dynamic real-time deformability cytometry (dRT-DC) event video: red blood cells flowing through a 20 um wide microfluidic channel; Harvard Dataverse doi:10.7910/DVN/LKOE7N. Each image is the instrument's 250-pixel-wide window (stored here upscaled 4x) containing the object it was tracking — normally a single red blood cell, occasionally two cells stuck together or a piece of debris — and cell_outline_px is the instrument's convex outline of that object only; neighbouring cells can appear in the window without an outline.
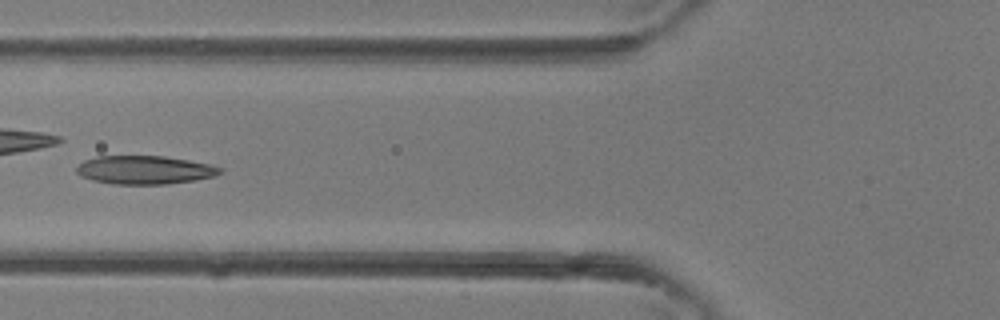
{"species": "common noctule bat (a hibernating species)", "species_latin": "Nyctalus noctula", "temperature_condition": "room temperature", "stored_images_in_passage": 4, "camera_frame_rate_fps": 3000, "um_per_image_px": 0.085, "animal": {"sex": "female"}, "frame": {"image": 1, "passage_image": 4, "time_ms": 1.0, "image_size_px": [1000, 320], "cell_outline_px": [[224, 172], [216, 176], [196, 180], [168, 184], [112, 184], [92, 180], [80, 176], [76, 172], [76, 168], [84, 160], [96, 156], [164, 156], [212, 164], [224, 168]], "centroid_in_image_um": [12.34, 14.44], "position_along_channel_um": 113.5, "area_um2": 24.1}}